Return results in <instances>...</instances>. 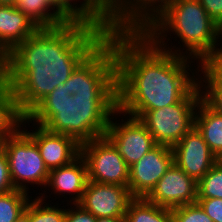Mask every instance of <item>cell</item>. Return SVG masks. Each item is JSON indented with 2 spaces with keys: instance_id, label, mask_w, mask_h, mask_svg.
I'll return each instance as SVG.
<instances>
[{
  "instance_id": "cell-1",
  "label": "cell",
  "mask_w": 222,
  "mask_h": 222,
  "mask_svg": "<svg viewBox=\"0 0 222 222\" xmlns=\"http://www.w3.org/2000/svg\"><path fill=\"white\" fill-rule=\"evenodd\" d=\"M106 38L115 51L121 112L139 119L148 110L180 102L198 85L200 65L158 48L144 33L108 32Z\"/></svg>"
},
{
  "instance_id": "cell-2",
  "label": "cell",
  "mask_w": 222,
  "mask_h": 222,
  "mask_svg": "<svg viewBox=\"0 0 222 222\" xmlns=\"http://www.w3.org/2000/svg\"><path fill=\"white\" fill-rule=\"evenodd\" d=\"M108 31L90 23L73 22L41 28L8 56V81L20 112L26 116L107 37Z\"/></svg>"
},
{
  "instance_id": "cell-3",
  "label": "cell",
  "mask_w": 222,
  "mask_h": 222,
  "mask_svg": "<svg viewBox=\"0 0 222 222\" xmlns=\"http://www.w3.org/2000/svg\"><path fill=\"white\" fill-rule=\"evenodd\" d=\"M116 109L117 93L71 95L64 84H60L25 117L28 126L30 123L37 124L82 144L105 136L110 117Z\"/></svg>"
},
{
  "instance_id": "cell-4",
  "label": "cell",
  "mask_w": 222,
  "mask_h": 222,
  "mask_svg": "<svg viewBox=\"0 0 222 222\" xmlns=\"http://www.w3.org/2000/svg\"><path fill=\"white\" fill-rule=\"evenodd\" d=\"M219 29L199 0H175L143 33L158 48L196 60L200 65L210 63L216 56ZM171 34L176 36V42L181 41H178V44L182 43L180 47L176 48L172 42L168 44Z\"/></svg>"
},
{
  "instance_id": "cell-5",
  "label": "cell",
  "mask_w": 222,
  "mask_h": 222,
  "mask_svg": "<svg viewBox=\"0 0 222 222\" xmlns=\"http://www.w3.org/2000/svg\"><path fill=\"white\" fill-rule=\"evenodd\" d=\"M4 151L14 188L29 194L31 189L28 186L38 185L40 190L42 188L44 190V192L38 193V196L40 195L39 197L44 201L49 199L44 188L47 185L50 171L45 166L36 142L20 128L14 135L5 139Z\"/></svg>"
},
{
  "instance_id": "cell-6",
  "label": "cell",
  "mask_w": 222,
  "mask_h": 222,
  "mask_svg": "<svg viewBox=\"0 0 222 222\" xmlns=\"http://www.w3.org/2000/svg\"><path fill=\"white\" fill-rule=\"evenodd\" d=\"M71 95L117 93V62L113 44L105 38L64 83Z\"/></svg>"
},
{
  "instance_id": "cell-7",
  "label": "cell",
  "mask_w": 222,
  "mask_h": 222,
  "mask_svg": "<svg viewBox=\"0 0 222 222\" xmlns=\"http://www.w3.org/2000/svg\"><path fill=\"white\" fill-rule=\"evenodd\" d=\"M201 99L197 85L180 102L148 110L139 120L152 134L156 144L173 147L195 126V113Z\"/></svg>"
},
{
  "instance_id": "cell-8",
  "label": "cell",
  "mask_w": 222,
  "mask_h": 222,
  "mask_svg": "<svg viewBox=\"0 0 222 222\" xmlns=\"http://www.w3.org/2000/svg\"><path fill=\"white\" fill-rule=\"evenodd\" d=\"M80 155L86 162L88 180L128 187L129 166L106 136L80 144Z\"/></svg>"
},
{
  "instance_id": "cell-9",
  "label": "cell",
  "mask_w": 222,
  "mask_h": 222,
  "mask_svg": "<svg viewBox=\"0 0 222 222\" xmlns=\"http://www.w3.org/2000/svg\"><path fill=\"white\" fill-rule=\"evenodd\" d=\"M117 116H122V119ZM105 136L114 144L129 167L157 145L152 134L138 118L119 109L112 113Z\"/></svg>"
},
{
  "instance_id": "cell-10",
  "label": "cell",
  "mask_w": 222,
  "mask_h": 222,
  "mask_svg": "<svg viewBox=\"0 0 222 222\" xmlns=\"http://www.w3.org/2000/svg\"><path fill=\"white\" fill-rule=\"evenodd\" d=\"M175 0H116L111 32L143 33Z\"/></svg>"
},
{
  "instance_id": "cell-11",
  "label": "cell",
  "mask_w": 222,
  "mask_h": 222,
  "mask_svg": "<svg viewBox=\"0 0 222 222\" xmlns=\"http://www.w3.org/2000/svg\"><path fill=\"white\" fill-rule=\"evenodd\" d=\"M174 163L172 147L157 144L129 167L128 188L133 197H146Z\"/></svg>"
},
{
  "instance_id": "cell-12",
  "label": "cell",
  "mask_w": 222,
  "mask_h": 222,
  "mask_svg": "<svg viewBox=\"0 0 222 222\" xmlns=\"http://www.w3.org/2000/svg\"><path fill=\"white\" fill-rule=\"evenodd\" d=\"M134 197L127 186L97 183L88 180L81 200L77 203L96 218L125 217Z\"/></svg>"
},
{
  "instance_id": "cell-13",
  "label": "cell",
  "mask_w": 222,
  "mask_h": 222,
  "mask_svg": "<svg viewBox=\"0 0 222 222\" xmlns=\"http://www.w3.org/2000/svg\"><path fill=\"white\" fill-rule=\"evenodd\" d=\"M145 198L169 209L197 203V181L173 163Z\"/></svg>"
},
{
  "instance_id": "cell-14",
  "label": "cell",
  "mask_w": 222,
  "mask_h": 222,
  "mask_svg": "<svg viewBox=\"0 0 222 222\" xmlns=\"http://www.w3.org/2000/svg\"><path fill=\"white\" fill-rule=\"evenodd\" d=\"M27 124L28 119L24 117L21 128L36 142L49 171L71 163L80 155V144L74 138L34 124L36 127L28 131Z\"/></svg>"
},
{
  "instance_id": "cell-15",
  "label": "cell",
  "mask_w": 222,
  "mask_h": 222,
  "mask_svg": "<svg viewBox=\"0 0 222 222\" xmlns=\"http://www.w3.org/2000/svg\"><path fill=\"white\" fill-rule=\"evenodd\" d=\"M174 163L197 182L217 162V156L194 126L172 147Z\"/></svg>"
},
{
  "instance_id": "cell-16",
  "label": "cell",
  "mask_w": 222,
  "mask_h": 222,
  "mask_svg": "<svg viewBox=\"0 0 222 222\" xmlns=\"http://www.w3.org/2000/svg\"><path fill=\"white\" fill-rule=\"evenodd\" d=\"M87 182L88 173L86 162L84 158L79 155L71 163L50 170L45 189L50 192L51 188L52 194L59 197L62 196L64 199H67V195H69V198L65 200L67 201V206H69L70 204L78 203L81 200Z\"/></svg>"
},
{
  "instance_id": "cell-17",
  "label": "cell",
  "mask_w": 222,
  "mask_h": 222,
  "mask_svg": "<svg viewBox=\"0 0 222 222\" xmlns=\"http://www.w3.org/2000/svg\"><path fill=\"white\" fill-rule=\"evenodd\" d=\"M15 6L40 29L80 22L59 0H18Z\"/></svg>"
},
{
  "instance_id": "cell-18",
  "label": "cell",
  "mask_w": 222,
  "mask_h": 222,
  "mask_svg": "<svg viewBox=\"0 0 222 222\" xmlns=\"http://www.w3.org/2000/svg\"><path fill=\"white\" fill-rule=\"evenodd\" d=\"M40 28L13 5H0V45L10 53Z\"/></svg>"
},
{
  "instance_id": "cell-19",
  "label": "cell",
  "mask_w": 222,
  "mask_h": 222,
  "mask_svg": "<svg viewBox=\"0 0 222 222\" xmlns=\"http://www.w3.org/2000/svg\"><path fill=\"white\" fill-rule=\"evenodd\" d=\"M59 1L80 22L98 25L107 30L108 32H111L112 4L108 0H82V1L59 0Z\"/></svg>"
},
{
  "instance_id": "cell-20",
  "label": "cell",
  "mask_w": 222,
  "mask_h": 222,
  "mask_svg": "<svg viewBox=\"0 0 222 222\" xmlns=\"http://www.w3.org/2000/svg\"><path fill=\"white\" fill-rule=\"evenodd\" d=\"M195 127L202 134L211 151L222 153V116L211 109L202 99L195 113Z\"/></svg>"
},
{
  "instance_id": "cell-21",
  "label": "cell",
  "mask_w": 222,
  "mask_h": 222,
  "mask_svg": "<svg viewBox=\"0 0 222 222\" xmlns=\"http://www.w3.org/2000/svg\"><path fill=\"white\" fill-rule=\"evenodd\" d=\"M24 117L13 88L8 83L0 85V135L5 139L14 135L21 128Z\"/></svg>"
},
{
  "instance_id": "cell-22",
  "label": "cell",
  "mask_w": 222,
  "mask_h": 222,
  "mask_svg": "<svg viewBox=\"0 0 222 222\" xmlns=\"http://www.w3.org/2000/svg\"><path fill=\"white\" fill-rule=\"evenodd\" d=\"M198 73L202 100L222 116V73L210 63L200 64Z\"/></svg>"
},
{
  "instance_id": "cell-23",
  "label": "cell",
  "mask_w": 222,
  "mask_h": 222,
  "mask_svg": "<svg viewBox=\"0 0 222 222\" xmlns=\"http://www.w3.org/2000/svg\"><path fill=\"white\" fill-rule=\"evenodd\" d=\"M125 222H173L172 211L149 202L145 197H134L128 205Z\"/></svg>"
},
{
  "instance_id": "cell-24",
  "label": "cell",
  "mask_w": 222,
  "mask_h": 222,
  "mask_svg": "<svg viewBox=\"0 0 222 222\" xmlns=\"http://www.w3.org/2000/svg\"><path fill=\"white\" fill-rule=\"evenodd\" d=\"M35 197L34 199L32 197L26 205L23 214L26 222H65L66 207L64 205L60 208L59 203L55 202L56 205H53L52 200L46 203L39 196Z\"/></svg>"
},
{
  "instance_id": "cell-25",
  "label": "cell",
  "mask_w": 222,
  "mask_h": 222,
  "mask_svg": "<svg viewBox=\"0 0 222 222\" xmlns=\"http://www.w3.org/2000/svg\"><path fill=\"white\" fill-rule=\"evenodd\" d=\"M31 198L27 192L16 189L0 194V222H18Z\"/></svg>"
},
{
  "instance_id": "cell-26",
  "label": "cell",
  "mask_w": 222,
  "mask_h": 222,
  "mask_svg": "<svg viewBox=\"0 0 222 222\" xmlns=\"http://www.w3.org/2000/svg\"><path fill=\"white\" fill-rule=\"evenodd\" d=\"M197 198L222 199V166L218 162L197 182Z\"/></svg>"
},
{
  "instance_id": "cell-27",
  "label": "cell",
  "mask_w": 222,
  "mask_h": 222,
  "mask_svg": "<svg viewBox=\"0 0 222 222\" xmlns=\"http://www.w3.org/2000/svg\"><path fill=\"white\" fill-rule=\"evenodd\" d=\"M173 222H213L198 203L171 209Z\"/></svg>"
},
{
  "instance_id": "cell-28",
  "label": "cell",
  "mask_w": 222,
  "mask_h": 222,
  "mask_svg": "<svg viewBox=\"0 0 222 222\" xmlns=\"http://www.w3.org/2000/svg\"><path fill=\"white\" fill-rule=\"evenodd\" d=\"M197 203L213 222H222V199L221 198H197Z\"/></svg>"
},
{
  "instance_id": "cell-29",
  "label": "cell",
  "mask_w": 222,
  "mask_h": 222,
  "mask_svg": "<svg viewBox=\"0 0 222 222\" xmlns=\"http://www.w3.org/2000/svg\"><path fill=\"white\" fill-rule=\"evenodd\" d=\"M71 205L66 209L65 222H96L97 218L79 204Z\"/></svg>"
},
{
  "instance_id": "cell-30",
  "label": "cell",
  "mask_w": 222,
  "mask_h": 222,
  "mask_svg": "<svg viewBox=\"0 0 222 222\" xmlns=\"http://www.w3.org/2000/svg\"><path fill=\"white\" fill-rule=\"evenodd\" d=\"M4 149L0 152V194L14 190Z\"/></svg>"
},
{
  "instance_id": "cell-31",
  "label": "cell",
  "mask_w": 222,
  "mask_h": 222,
  "mask_svg": "<svg viewBox=\"0 0 222 222\" xmlns=\"http://www.w3.org/2000/svg\"><path fill=\"white\" fill-rule=\"evenodd\" d=\"M210 18L220 27L222 25V0H199Z\"/></svg>"
},
{
  "instance_id": "cell-32",
  "label": "cell",
  "mask_w": 222,
  "mask_h": 222,
  "mask_svg": "<svg viewBox=\"0 0 222 222\" xmlns=\"http://www.w3.org/2000/svg\"><path fill=\"white\" fill-rule=\"evenodd\" d=\"M8 56L9 53L0 45V85L8 81Z\"/></svg>"
},
{
  "instance_id": "cell-33",
  "label": "cell",
  "mask_w": 222,
  "mask_h": 222,
  "mask_svg": "<svg viewBox=\"0 0 222 222\" xmlns=\"http://www.w3.org/2000/svg\"><path fill=\"white\" fill-rule=\"evenodd\" d=\"M219 42H221L222 40V25L220 26V29H219ZM221 45V46H220ZM213 60H222V44L219 43V46H218V51L216 53V56L213 58Z\"/></svg>"
},
{
  "instance_id": "cell-34",
  "label": "cell",
  "mask_w": 222,
  "mask_h": 222,
  "mask_svg": "<svg viewBox=\"0 0 222 222\" xmlns=\"http://www.w3.org/2000/svg\"><path fill=\"white\" fill-rule=\"evenodd\" d=\"M125 217H117V218H111V217H103V218H97L96 222H125Z\"/></svg>"
},
{
  "instance_id": "cell-35",
  "label": "cell",
  "mask_w": 222,
  "mask_h": 222,
  "mask_svg": "<svg viewBox=\"0 0 222 222\" xmlns=\"http://www.w3.org/2000/svg\"><path fill=\"white\" fill-rule=\"evenodd\" d=\"M210 64L215 66L222 73V60H212Z\"/></svg>"
},
{
  "instance_id": "cell-36",
  "label": "cell",
  "mask_w": 222,
  "mask_h": 222,
  "mask_svg": "<svg viewBox=\"0 0 222 222\" xmlns=\"http://www.w3.org/2000/svg\"><path fill=\"white\" fill-rule=\"evenodd\" d=\"M18 0H0V5H13L15 6Z\"/></svg>"
},
{
  "instance_id": "cell-37",
  "label": "cell",
  "mask_w": 222,
  "mask_h": 222,
  "mask_svg": "<svg viewBox=\"0 0 222 222\" xmlns=\"http://www.w3.org/2000/svg\"><path fill=\"white\" fill-rule=\"evenodd\" d=\"M5 138L0 135V152L4 149Z\"/></svg>"
},
{
  "instance_id": "cell-38",
  "label": "cell",
  "mask_w": 222,
  "mask_h": 222,
  "mask_svg": "<svg viewBox=\"0 0 222 222\" xmlns=\"http://www.w3.org/2000/svg\"><path fill=\"white\" fill-rule=\"evenodd\" d=\"M217 162L222 166V153L217 156Z\"/></svg>"
},
{
  "instance_id": "cell-39",
  "label": "cell",
  "mask_w": 222,
  "mask_h": 222,
  "mask_svg": "<svg viewBox=\"0 0 222 222\" xmlns=\"http://www.w3.org/2000/svg\"><path fill=\"white\" fill-rule=\"evenodd\" d=\"M18 222H26L24 218H21Z\"/></svg>"
},
{
  "instance_id": "cell-40",
  "label": "cell",
  "mask_w": 222,
  "mask_h": 222,
  "mask_svg": "<svg viewBox=\"0 0 222 222\" xmlns=\"http://www.w3.org/2000/svg\"><path fill=\"white\" fill-rule=\"evenodd\" d=\"M111 4H113L116 0H108Z\"/></svg>"
}]
</instances>
